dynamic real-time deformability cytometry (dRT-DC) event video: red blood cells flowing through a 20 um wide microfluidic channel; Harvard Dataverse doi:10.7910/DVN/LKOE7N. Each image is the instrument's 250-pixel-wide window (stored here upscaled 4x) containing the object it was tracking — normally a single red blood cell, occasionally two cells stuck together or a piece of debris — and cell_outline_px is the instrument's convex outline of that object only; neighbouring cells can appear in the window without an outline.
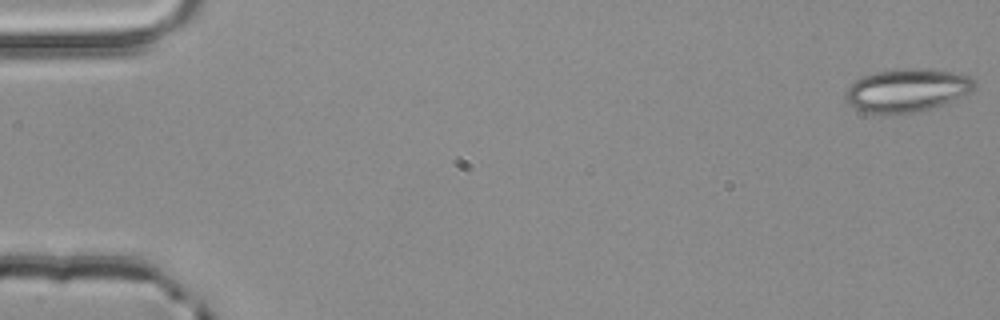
{"species": "common noctule bat (a hibernating species)", "species_latin": "Nyctalus noctula", "temperature_condition": "room temperature", "stored_images_in_passage": 4, "camera_frame_rate_fps": 3000, "um_per_image_px": 0.085, "animal": {"sex": "male", "body_mass_g": 20.4}, "frame": {"image": 1, "passage_image": 1, "time_ms": 0.0, "image_size_px": [1000, 320], "cell_outline_px": [[976, 84], [968, 92], [956, 100], [932, 108], [912, 112], [864, 112], [848, 104], [844, 96], [848, 88], [856, 80], [864, 76], [876, 72], [896, 68], [920, 68], [960, 72], [968, 76]], "centroid_in_image_um": [77.11, 7.64], "position_along_channel_um": 7.9, "area_um2": 32.08}}